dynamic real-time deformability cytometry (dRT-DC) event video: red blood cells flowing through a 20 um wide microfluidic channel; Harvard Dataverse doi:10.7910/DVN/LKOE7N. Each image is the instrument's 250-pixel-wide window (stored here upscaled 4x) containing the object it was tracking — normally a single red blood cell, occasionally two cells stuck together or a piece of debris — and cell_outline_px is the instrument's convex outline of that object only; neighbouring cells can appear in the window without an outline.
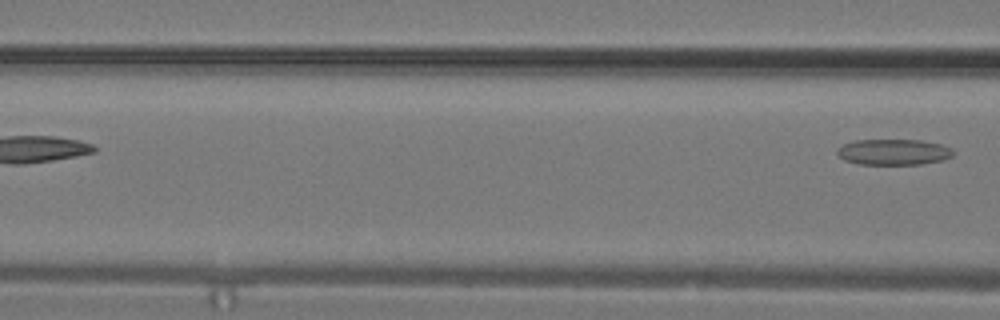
{"species": "common noctule bat (a hibernating species)", "species_latin": "Nyctalus noctula", "temperature_condition": "warm", "stored_images_in_passage": 12, "camera_frame_rate_fps": 3000, "um_per_image_px": 0.085, "animal": {"sex": "male", "body_mass_g": 19.2, "forearm_length_mm": 51.8}, "frame": {"image": 1, "passage_image": 12, "time_ms": 3.667, "image_size_px": [1000, 320], "cell_outline_px": [[956, 152], [952, 156], [944, 160], [920, 164], [860, 164], [844, 160], [836, 152], [836, 148], [844, 144], [856, 140], [920, 140], [940, 144], [952, 148]], "centroid_in_image_um": [75.98, 12.92], "position_along_channel_um": 90.6, "area_um2": 17.51}}